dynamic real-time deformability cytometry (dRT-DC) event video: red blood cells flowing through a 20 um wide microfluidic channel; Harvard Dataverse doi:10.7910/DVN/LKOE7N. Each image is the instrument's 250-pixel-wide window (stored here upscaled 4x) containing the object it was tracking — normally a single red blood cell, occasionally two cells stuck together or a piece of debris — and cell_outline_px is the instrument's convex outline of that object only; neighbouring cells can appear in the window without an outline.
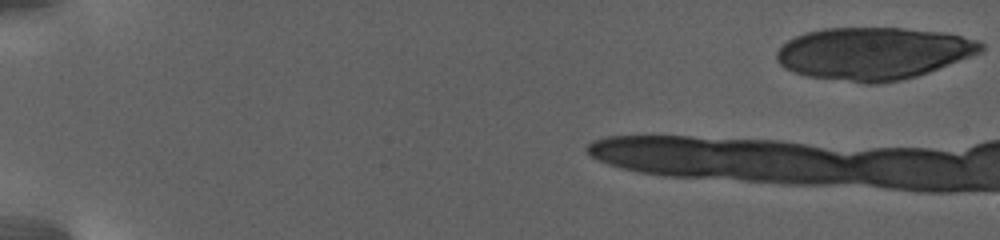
{"species": "human", "species_latin": "Homo sapiens", "temperature_condition": "warm", "stored_images_in_passage": 10, "camera_frame_rate_fps": 3000, "um_per_image_px": 0.085, "donor": {"sex": "female"}, "frame": {"image": 1, "passage_image": 1, "time_ms": 0.0, "image_size_px": [1000, 240], "cell_outline_px": [[984, 48], [980, 52], [928, 72], [904, 80], [880, 84], [864, 84], [808, 76], [784, 68], [776, 60], [776, 52], [788, 40], [796, 36], [808, 32], [824, 28], [904, 28], [944, 32], [980, 40], [984, 44]], "centroid_in_image_um": [74.24, 4.54], "position_along_channel_um": 10.8, "area_um2": 62.37}}